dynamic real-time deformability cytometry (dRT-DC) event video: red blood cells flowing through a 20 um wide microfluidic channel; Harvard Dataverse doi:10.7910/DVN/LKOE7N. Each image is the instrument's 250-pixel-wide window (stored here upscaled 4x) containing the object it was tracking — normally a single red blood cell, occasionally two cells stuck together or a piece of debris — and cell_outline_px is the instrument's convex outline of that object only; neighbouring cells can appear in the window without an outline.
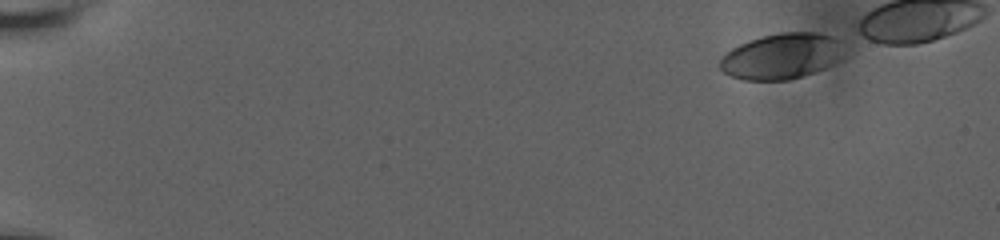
{"species": "human", "species_latin": "Homo sapiens", "temperature_condition": "room temperature", "stored_images_in_passage": 1, "camera_frame_rate_fps": 3000, "um_per_image_px": 0.085, "donor": {"sex": "male"}, "frame": {"image": 1, "passage_image": 1, "time_ms": 0.0, "image_size_px": [1000, 240], "cell_outline_px": [[840, 40], [836, 56], [832, 64], [824, 68], [788, 80], [744, 80], [732, 76], [724, 72], [716, 64], [720, 56], [732, 48], [740, 44], [764, 36], [780, 32], [820, 32], [832, 36]], "centroid_in_image_um": [66.31, 4.78], "position_along_channel_um": 18.7, "area_um2": 32.43}}